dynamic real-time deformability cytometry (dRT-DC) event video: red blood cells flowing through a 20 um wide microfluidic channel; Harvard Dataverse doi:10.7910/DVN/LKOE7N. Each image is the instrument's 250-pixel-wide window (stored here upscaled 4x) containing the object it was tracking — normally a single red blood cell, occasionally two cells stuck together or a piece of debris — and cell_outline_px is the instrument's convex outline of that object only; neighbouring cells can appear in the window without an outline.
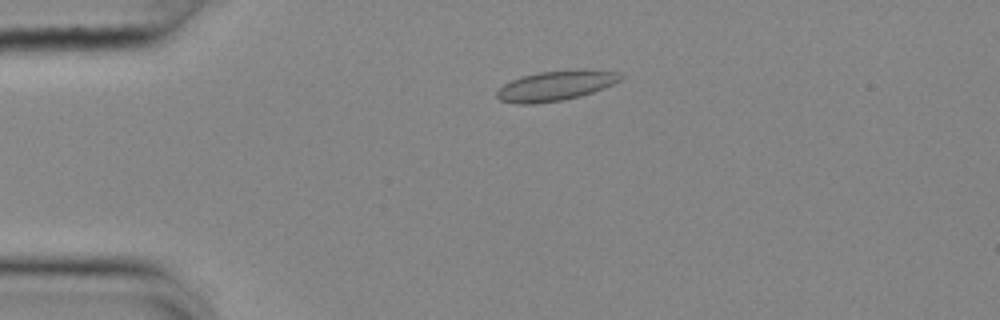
{"species": "common noctule bat (a hibernating species)", "species_latin": "Nyctalus noctula", "temperature_condition": "cold", "stored_images_in_passage": 44, "camera_frame_rate_fps": 3000, "um_per_image_px": 0.085, "animal": {"sex": "female", "body_mass_g": 25.1}, "frame": {"image": 1, "passage_image": 2, "time_ms": 0.333, "image_size_px": [1000, 320], "cell_outline_px": [[624, 76], [620, 80], [604, 88], [580, 96], [560, 100], [532, 104], [516, 104], [500, 100], [496, 96], [496, 92], [504, 84], [512, 80], [524, 76], [540, 72], [572, 68], [580, 68], [616, 72]], "centroid_in_image_um": [47.24, 7.26], "position_along_channel_um": 37.8, "area_um2": 21.62}}
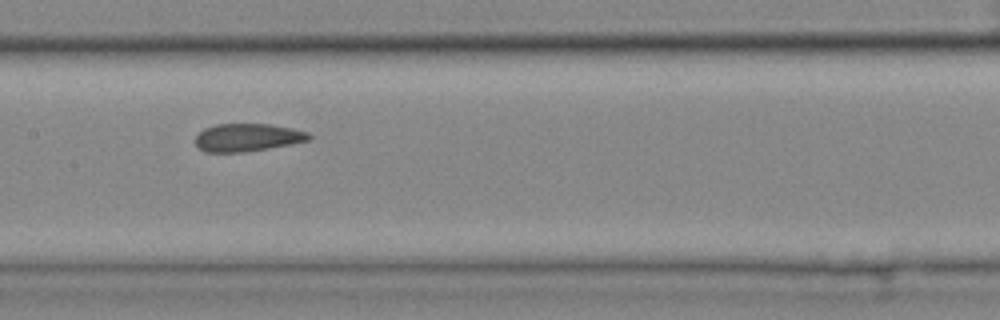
{"frame": {"image": 2, "passage_image": 17, "time_ms": 5.333, "image_size_px": [1000, 320], "cell_outline_px": [[312, 136], [308, 140], [268, 148], [244, 152], [204, 152], [196, 144], [196, 136], [204, 128], [216, 124], [268, 124], [292, 128], [308, 132]], "centroid_in_image_um": [21.01, 11.68], "position_along_channel_um": 186.4, "area_um2": 18.21}}
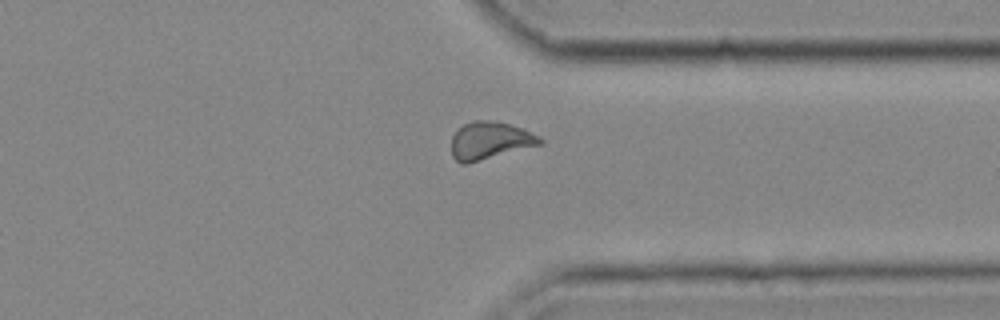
{"frame": {"image": 3, "passage_image": 32, "time_ms": 10.333, "image_size_px": [1000, 320], "cell_outline_px": [[544, 144], [468, 164], [460, 164], [452, 156], [452, 136], [464, 124], [472, 120], [492, 120], [524, 128], [540, 136], [544, 140]], "centroid_in_image_um": [41.68, 11.96], "position_along_channel_um": 369.7, "area_um2": 19.71}, "authors_computed_cell_mechanics": {"area_um2": 19.1607, "velocity_mm_per_s": 3.6707, "shape_relaxation_time_tau1_ms": null, "shape_relaxation_time_tau2_ms": 1.8911, "deformation_change_tau1": null, "deformation_change_tau2": 0.0527}}